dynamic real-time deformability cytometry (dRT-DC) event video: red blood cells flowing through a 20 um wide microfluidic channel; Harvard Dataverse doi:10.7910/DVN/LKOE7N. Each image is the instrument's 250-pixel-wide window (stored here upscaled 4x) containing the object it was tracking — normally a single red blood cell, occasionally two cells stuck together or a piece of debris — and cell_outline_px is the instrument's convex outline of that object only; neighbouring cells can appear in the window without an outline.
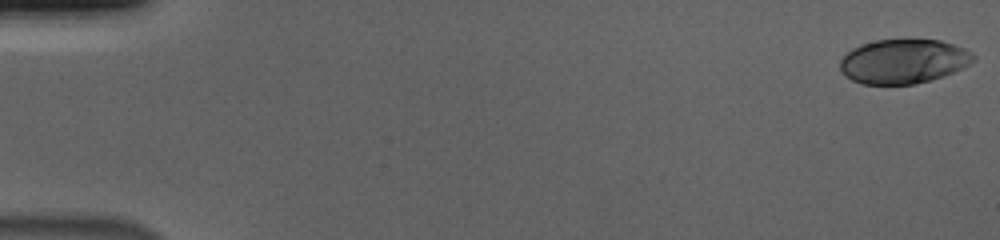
{"species": "human", "species_latin": "Homo sapiens", "temperature_condition": "cold", "stored_images_in_passage": 56, "camera_frame_rate_fps": 3000, "um_per_image_px": 0.085, "donor": {"sex": "male"}, "frame": {"image": 1, "passage_image": 1, "time_ms": 0.0, "image_size_px": [1000, 240], "cell_outline_px": [[976, 60], [944, 76], [912, 84], [864, 84], [852, 80], [844, 76], [840, 68], [840, 60], [852, 48], [860, 44], [876, 40], [940, 40], [964, 48], [972, 52], [976, 56]], "centroid_in_image_um": [76.78, 5.21], "position_along_channel_um": 8.2, "area_um2": 34.28}}
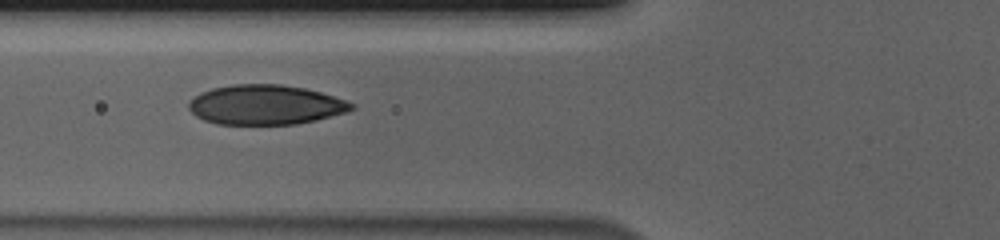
{"frame": {"image": 2, "passage_image": 22, "time_ms": 7.0, "image_size_px": [1000, 240], "cell_outline_px": [[356, 108], [348, 112], [316, 120], [296, 124], [216, 124], [204, 120], [196, 116], [188, 108], [188, 100], [200, 92], [212, 88], [232, 84], [280, 84], [304, 88], [320, 92], [356, 104]], "centroid_in_image_um": [22.55, 8.91], "position_along_channel_um": 103.3, "area_um2": 37.86}}
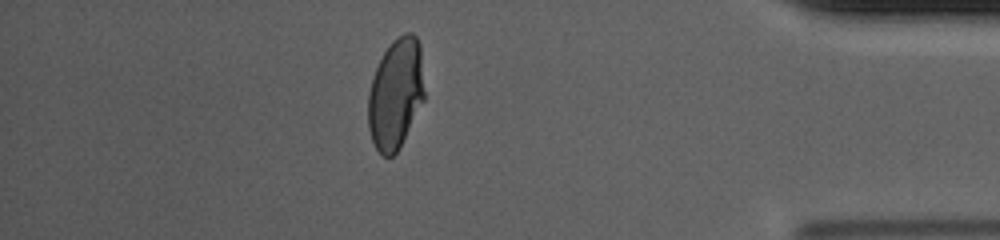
{"frame": {"image": 3, "passage_image": 49, "time_ms": 16.0, "image_size_px": [1000, 240], "cell_outline_px": [[424, 100], [400, 148], [392, 156], [384, 156], [376, 148], [372, 140], [368, 128], [368, 92], [372, 76], [384, 52], [392, 40], [404, 32], [412, 32], [416, 36], [420, 44], [424, 92]], "centroid_in_image_um": [33.63, 7.96], "position_along_channel_um": 401.6, "area_um2": 36.41}, "authors_computed_cell_mechanics": {"area_um2": 37.0209, "velocity_mm_per_s": 3.7106, "shape_relaxation_time_tau1_ms": 4.9851, "shape_relaxation_time_tau2_ms": null, "deformation_change_tau1": 0.1849, "deformation_change_tau2": null}}